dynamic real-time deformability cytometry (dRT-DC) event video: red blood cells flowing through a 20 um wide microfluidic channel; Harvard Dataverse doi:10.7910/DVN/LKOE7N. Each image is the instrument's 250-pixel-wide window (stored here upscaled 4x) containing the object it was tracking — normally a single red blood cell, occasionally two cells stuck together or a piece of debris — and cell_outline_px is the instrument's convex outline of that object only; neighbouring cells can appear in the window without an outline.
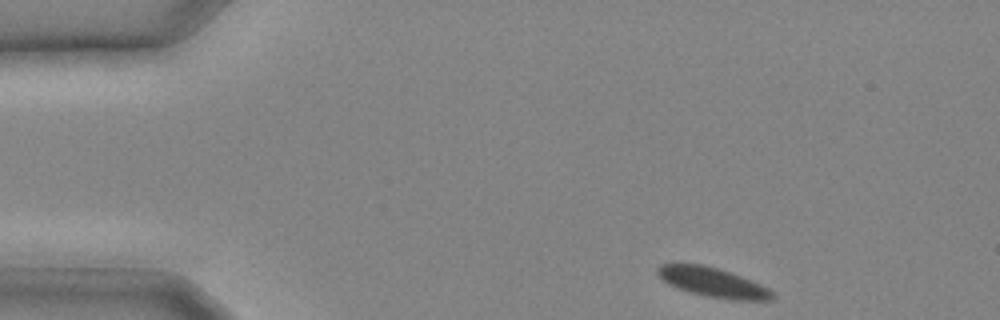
{"species": "common noctule bat (a hibernating species)", "species_latin": "Nyctalus noctula", "temperature_condition": "cold", "stored_images_in_passage": 9, "camera_frame_rate_fps": 3000, "um_per_image_px": 0.085, "animal": {"sex": "male", "body_mass_g": 20.4}, "frame": {"image": 1, "passage_image": 1, "time_ms": 0.0, "image_size_px": [1000, 320], "cell_outline_px": [[776, 296], [772, 300], [736, 300], [708, 296], [688, 292], [668, 284], [656, 272], [656, 268], [660, 264], [704, 264], [740, 276], [760, 284], [768, 288]], "centroid_in_image_um": [60.58, 24.0], "position_along_channel_um": 24.4, "area_um2": 19.42}}
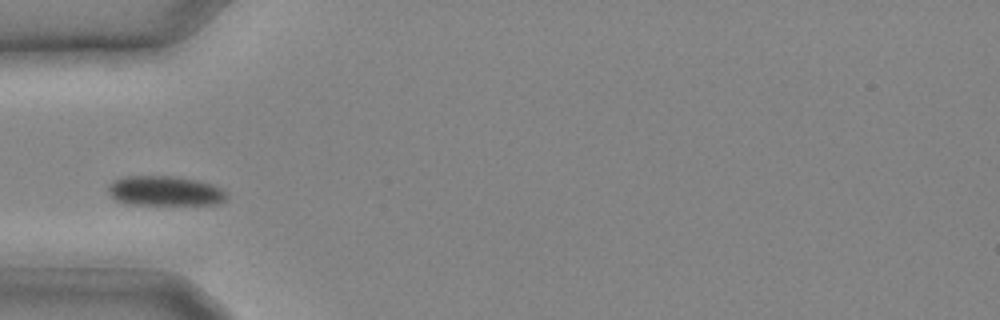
{"frame": {"image": 2, "passage_image": 6, "time_ms": 1.667, "image_size_px": [1000, 320], "cell_outline_px": [[228, 200], [220, 204], [128, 204], [116, 200], [108, 192], [108, 188], [112, 180], [124, 176], [176, 176], [216, 184], [228, 192]], "centroid_in_image_um": [14.09, 16.22], "position_along_channel_um": 70.9, "area_um2": 20.92}}
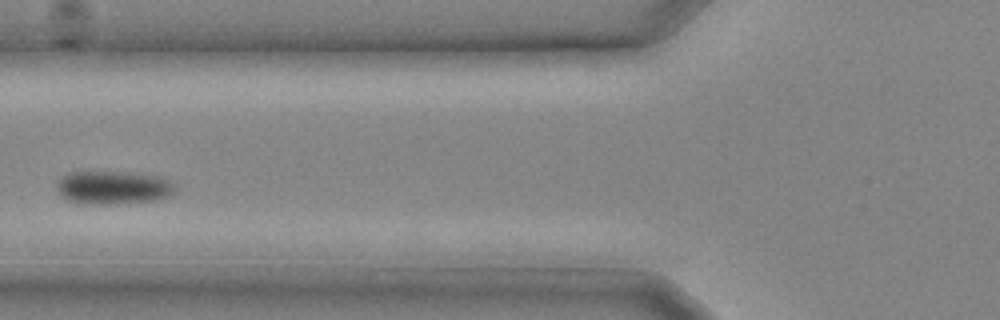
{"frame": {"image": 3, "passage_image": 8, "time_ms": 2.333, "image_size_px": [1000, 320], "cell_outline_px": [[176, 192], [172, 196], [160, 200], [112, 204], [92, 204], [68, 200], [56, 188], [56, 184], [68, 172], [116, 172], [160, 176], [172, 180], [176, 184]], "centroid_in_image_um": [9.74, 15.95], "position_along_channel_um": 116.1, "area_um2": 23.06}}